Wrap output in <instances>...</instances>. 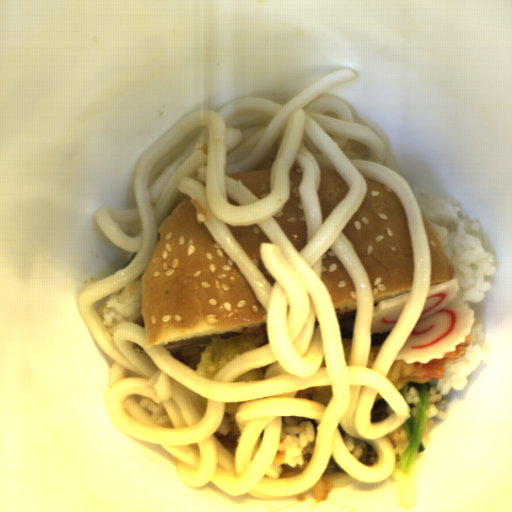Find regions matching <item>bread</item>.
Wrapping results in <instances>:
<instances>
[{"label": "bread", "instance_id": "8d2b1439", "mask_svg": "<svg viewBox=\"0 0 512 512\" xmlns=\"http://www.w3.org/2000/svg\"><path fill=\"white\" fill-rule=\"evenodd\" d=\"M209 217L189 195L156 229L157 245L140 282L147 348L179 351L268 333L267 311L204 226Z\"/></svg>", "mask_w": 512, "mask_h": 512}, {"label": "bread", "instance_id": "cb027b5d", "mask_svg": "<svg viewBox=\"0 0 512 512\" xmlns=\"http://www.w3.org/2000/svg\"><path fill=\"white\" fill-rule=\"evenodd\" d=\"M366 180V193L342 232L366 271L376 305L413 288L411 231L404 204L392 189Z\"/></svg>", "mask_w": 512, "mask_h": 512}, {"label": "bread", "instance_id": "b6be36c0", "mask_svg": "<svg viewBox=\"0 0 512 512\" xmlns=\"http://www.w3.org/2000/svg\"><path fill=\"white\" fill-rule=\"evenodd\" d=\"M321 258V280L333 300L339 325L355 323L358 296L349 272L330 247Z\"/></svg>", "mask_w": 512, "mask_h": 512}, {"label": "bread", "instance_id": "2504dc21", "mask_svg": "<svg viewBox=\"0 0 512 512\" xmlns=\"http://www.w3.org/2000/svg\"><path fill=\"white\" fill-rule=\"evenodd\" d=\"M303 174L300 165L289 171V199L274 215L275 220L300 253L308 245L307 223L300 197Z\"/></svg>", "mask_w": 512, "mask_h": 512}, {"label": "bread", "instance_id": "c6332bfd", "mask_svg": "<svg viewBox=\"0 0 512 512\" xmlns=\"http://www.w3.org/2000/svg\"><path fill=\"white\" fill-rule=\"evenodd\" d=\"M226 227L240 248L273 287L276 280L266 269L260 257L261 242L274 244L272 240L257 222L249 226H231L227 223Z\"/></svg>", "mask_w": 512, "mask_h": 512}, {"label": "bread", "instance_id": "23157a8e", "mask_svg": "<svg viewBox=\"0 0 512 512\" xmlns=\"http://www.w3.org/2000/svg\"><path fill=\"white\" fill-rule=\"evenodd\" d=\"M319 196L323 225L348 193L350 187L337 169L321 167Z\"/></svg>", "mask_w": 512, "mask_h": 512}, {"label": "bread", "instance_id": "bc739cc2", "mask_svg": "<svg viewBox=\"0 0 512 512\" xmlns=\"http://www.w3.org/2000/svg\"><path fill=\"white\" fill-rule=\"evenodd\" d=\"M421 214L430 254L431 285H439L454 279V271L428 218L422 211Z\"/></svg>", "mask_w": 512, "mask_h": 512}, {"label": "bread", "instance_id": "060463e7", "mask_svg": "<svg viewBox=\"0 0 512 512\" xmlns=\"http://www.w3.org/2000/svg\"><path fill=\"white\" fill-rule=\"evenodd\" d=\"M273 169H253L250 173L228 175L243 184L260 200L271 194Z\"/></svg>", "mask_w": 512, "mask_h": 512}]
</instances>
